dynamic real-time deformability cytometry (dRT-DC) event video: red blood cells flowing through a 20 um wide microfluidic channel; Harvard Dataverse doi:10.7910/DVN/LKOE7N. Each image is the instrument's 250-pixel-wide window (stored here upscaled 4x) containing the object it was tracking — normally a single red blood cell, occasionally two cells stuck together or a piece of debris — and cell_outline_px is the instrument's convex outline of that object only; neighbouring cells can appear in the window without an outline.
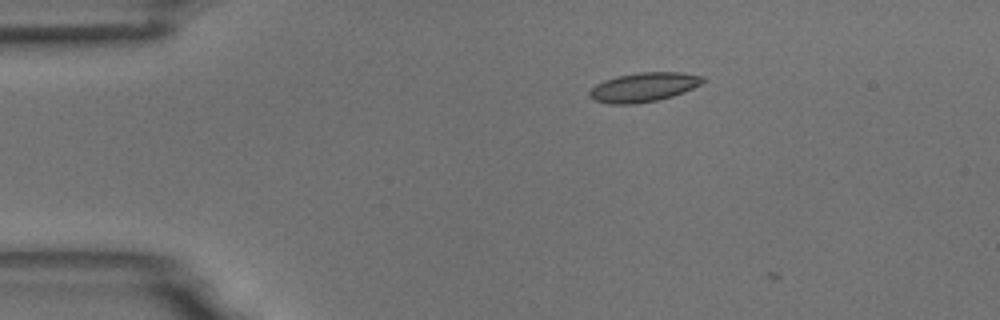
{"species": "common noctule bat (a hibernating species)", "species_latin": "Nyctalus noctula", "temperature_condition": "room temperature", "stored_images_in_passage": 2, "camera_frame_rate_fps": 3000, "um_per_image_px": 0.085, "animal": {"sex": "male", "body_mass_g": 18.8}, "frame": {"image": 1, "passage_image": 1, "time_ms": 0.0, "image_size_px": [1000, 320], "cell_outline_px": [[704, 80], [700, 84], [684, 92], [672, 96], [656, 100], [636, 104], [608, 104], [592, 100], [588, 96], [588, 92], [596, 84], [604, 80], [616, 76], [640, 72], [680, 72], [704, 76]], "centroid_in_image_um": [54.66, 7.41], "position_along_channel_um": 30.3, "area_um2": 19.36}}